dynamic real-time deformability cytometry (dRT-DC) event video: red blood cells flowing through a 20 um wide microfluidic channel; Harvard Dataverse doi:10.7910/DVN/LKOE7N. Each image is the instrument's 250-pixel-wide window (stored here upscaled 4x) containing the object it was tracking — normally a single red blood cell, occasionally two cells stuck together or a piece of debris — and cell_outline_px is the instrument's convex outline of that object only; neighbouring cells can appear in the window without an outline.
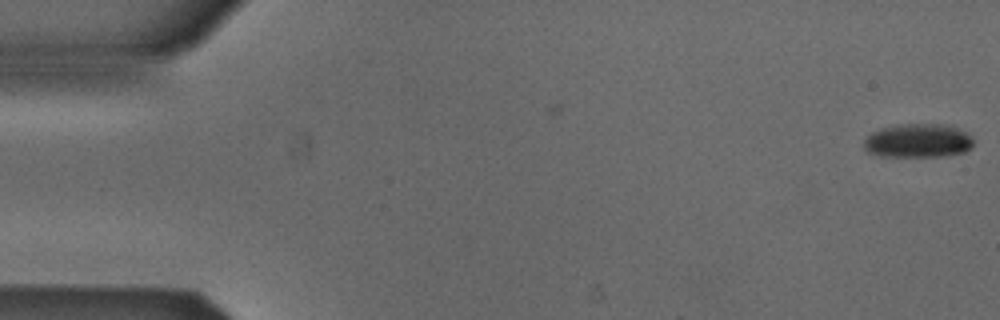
{"species": "Egyptian fruit bat (a non-hibernating species)", "species_latin": "Rousettus aegyptiacus", "temperature_condition": "cold", "stored_images_in_passage": 3, "camera_frame_rate_fps": 3000, "um_per_image_px": 0.085, "animal": {"sex": "male"}, "frame": {"image": 1, "passage_image": 3, "time_ms": 0.667, "image_size_px": [1000, 320], "cell_outline_px": [[972, 148], [964, 152], [944, 156], [880, 156], [868, 152], [864, 148], [864, 140], [872, 132], [884, 128], [908, 124], [940, 124], [956, 128], [972, 136]], "centroid_in_image_um": [78.04, 11.98], "position_along_channel_um": 7.0, "area_um2": 21.27}}